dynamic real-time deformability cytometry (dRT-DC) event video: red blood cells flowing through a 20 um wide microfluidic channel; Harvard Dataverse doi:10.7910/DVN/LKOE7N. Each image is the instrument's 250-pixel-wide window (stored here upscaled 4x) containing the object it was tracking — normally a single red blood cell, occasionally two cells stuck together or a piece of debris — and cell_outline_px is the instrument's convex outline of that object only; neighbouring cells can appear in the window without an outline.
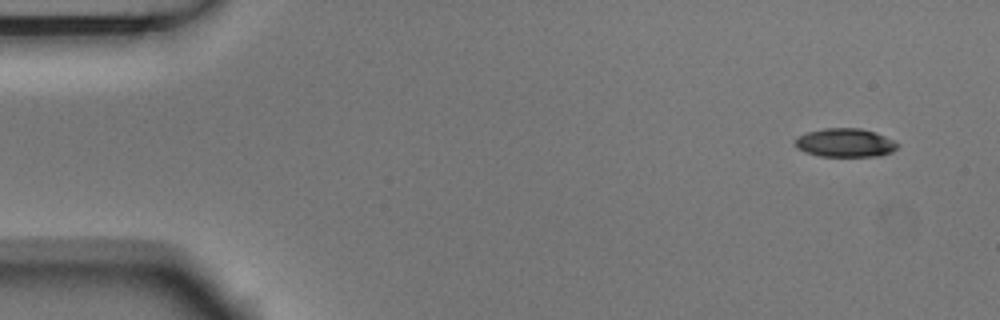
{"species": "Egyptian fruit bat (a non-hibernating species)", "species_latin": "Rousettus aegyptiacus", "temperature_condition": "room temperature", "stored_images_in_passage": 5, "camera_frame_rate_fps": 3000, "um_per_image_px": 0.085, "animal": {"sex": "male"}, "frame": {"image": 1, "passage_image": 1, "time_ms": 0.0, "image_size_px": [1000, 320], "cell_outline_px": [[900, 144], [892, 152], [880, 156], [820, 156], [804, 152], [796, 148], [796, 136], [808, 132], [824, 128], [860, 128], [876, 132]], "centroid_in_image_um": [71.83, 12.13], "position_along_channel_um": 13.2, "area_um2": 17.11}}
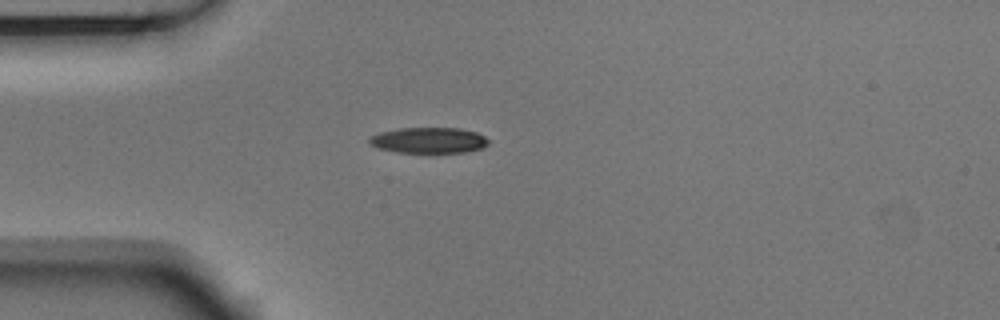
{"frame": {"image": 2, "passage_image": 4, "time_ms": 1.0, "image_size_px": [1000, 320], "cell_outline_px": [[488, 144], [480, 148], [464, 152], [396, 152], [376, 148], [368, 140], [372, 136], [380, 132], [400, 128], [460, 128], [476, 132], [484, 136], [488, 140]], "centroid_in_image_um": [36.43, 11.92], "position_along_channel_um": 48.6, "area_um2": 17.69}}